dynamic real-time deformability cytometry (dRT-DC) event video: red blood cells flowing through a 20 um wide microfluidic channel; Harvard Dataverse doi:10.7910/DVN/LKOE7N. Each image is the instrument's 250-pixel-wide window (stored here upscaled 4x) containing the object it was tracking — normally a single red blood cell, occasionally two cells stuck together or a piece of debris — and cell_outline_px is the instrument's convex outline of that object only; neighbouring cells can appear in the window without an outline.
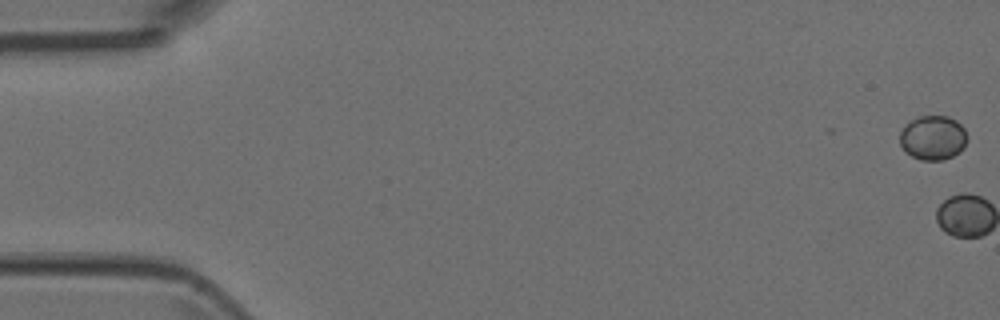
{"species": "Egyptian fruit bat (a non-hibernating species)", "species_latin": "Rousettus aegyptiacus", "temperature_condition": "room temperature", "stored_images_in_passage": 7, "camera_frame_rate_fps": 3000, "um_per_image_px": 0.085, "animal": {"sex": "female"}, "frame": {"image": 1, "passage_image": 1, "time_ms": 0.0, "image_size_px": [1000, 320], "cell_outline_px": [[968, 140], [964, 148], [960, 152], [944, 160], [920, 160], [904, 152], [900, 144], [900, 132], [904, 124], [920, 116], [948, 116], [956, 120], [964, 128], [968, 136]], "centroid_in_image_um": [79.31, 11.71], "position_along_channel_um": 5.7, "area_um2": 17.74}}